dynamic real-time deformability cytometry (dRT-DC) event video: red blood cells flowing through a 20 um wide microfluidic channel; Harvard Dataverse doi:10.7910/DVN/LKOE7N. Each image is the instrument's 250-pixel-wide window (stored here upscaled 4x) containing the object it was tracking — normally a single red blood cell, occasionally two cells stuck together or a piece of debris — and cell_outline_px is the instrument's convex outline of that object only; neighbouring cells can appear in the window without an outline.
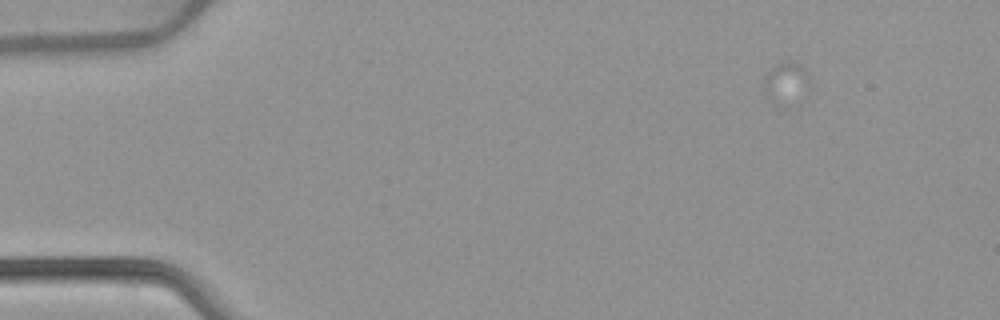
{"species": "common noctule bat (a hibernating species)", "species_latin": "Nyctalus noctula", "temperature_condition": "warm", "stored_images_in_passage": 25, "camera_frame_rate_fps": 3000, "um_per_image_px": 0.085, "animal": {"sex": "female", "body_mass_g": 22.7, "forearm_length_mm": 54.2}, "frame": {"image": 1, "passage_image": 1, "time_ms": 0.0, "image_size_px": [1000, 320], "cell_outline_px": [[812, 88], [788, 108], [784, 108], [772, 104], [764, 96], [764, 76], [780, 60], [792, 60], [800, 64], [808, 72], [812, 84]], "centroid_in_image_um": [66.85, 7.1], "position_along_channel_um": 18.2, "area_um2": 12.25}}
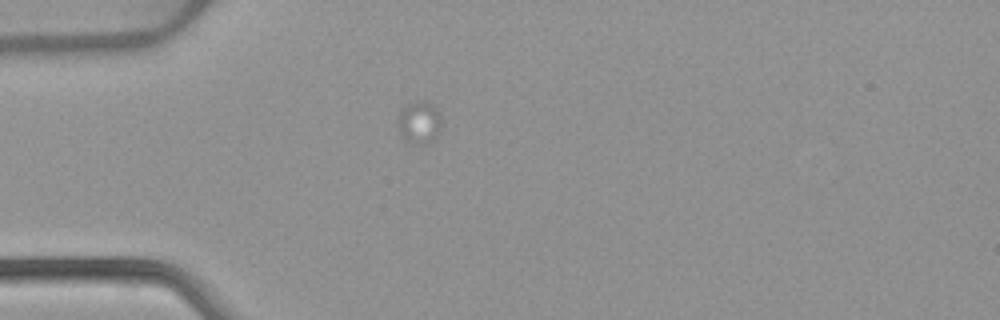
{"frame": {"image": 2, "passage_image": 11, "time_ms": 3.333, "image_size_px": [1000, 320], "cell_outline_px": [[440, 132], [428, 144], [420, 144], [408, 140], [400, 132], [400, 112], [408, 104], [420, 100], [424, 100], [432, 104], [436, 108], [440, 116]], "centroid_in_image_um": [35.7, 10.38], "position_along_channel_um": 49.3, "area_um2": 10.29}}